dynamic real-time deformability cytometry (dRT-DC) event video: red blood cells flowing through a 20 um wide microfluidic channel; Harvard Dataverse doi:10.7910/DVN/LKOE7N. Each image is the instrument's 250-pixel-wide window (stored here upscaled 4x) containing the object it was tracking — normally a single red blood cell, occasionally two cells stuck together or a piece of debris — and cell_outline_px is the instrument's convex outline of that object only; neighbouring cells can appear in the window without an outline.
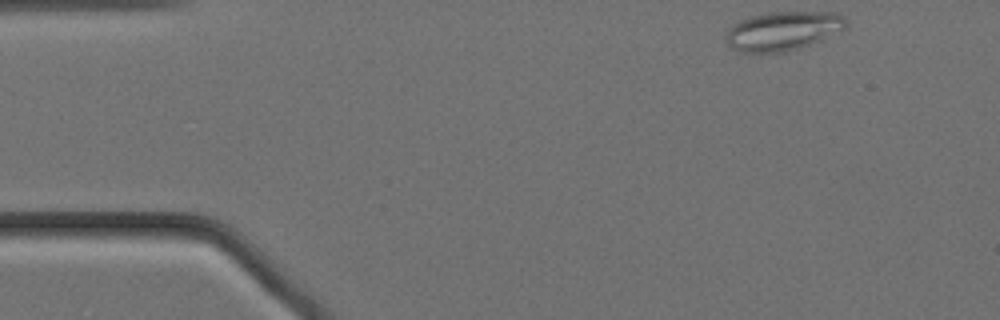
{"species": "Egyptian fruit bat (a non-hibernating species)", "species_latin": "Rousettus aegyptiacus", "temperature_condition": "cold", "stored_images_in_passage": 53, "camera_frame_rate_fps": 3000, "um_per_image_px": 0.085, "animal": {"sex": "female"}, "frame": {"image": 1, "passage_image": 1, "time_ms": 0.0, "image_size_px": [1000, 320], "cell_outline_px": [[848, 24], [844, 28], [820, 40], [800, 48], [784, 52], [740, 52], [732, 48], [728, 44], [728, 28], [740, 20], [752, 16], [768, 12], [836, 12], [844, 16], [848, 20]], "centroid_in_image_um": [66.58, 2.61], "position_along_channel_um": 18.4, "area_um2": 27.05}}
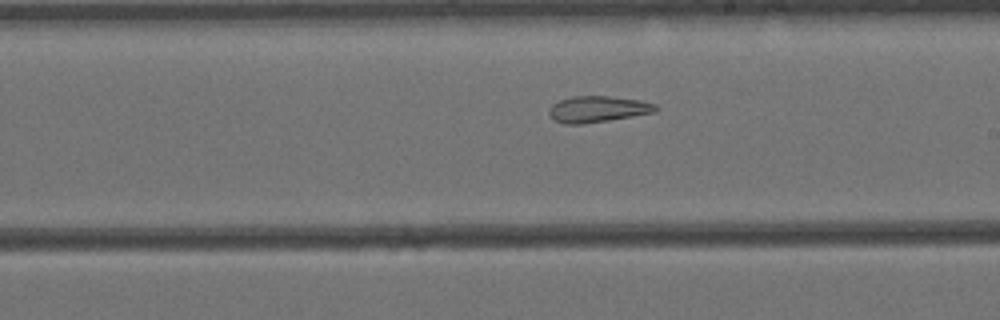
{"frame": {"image": 2, "passage_image": 27, "time_ms": 8.667, "image_size_px": [1000, 320], "cell_outline_px": [[660, 108], [656, 112], [608, 120], [580, 124], [564, 124], [556, 120], [548, 112], [548, 108], [552, 104], [560, 100], [572, 96], [608, 96], [640, 100], [656, 104]], "centroid_in_image_um": [50.83, 9.27], "position_along_channel_um": 238.2, "area_um2": 16.24}}
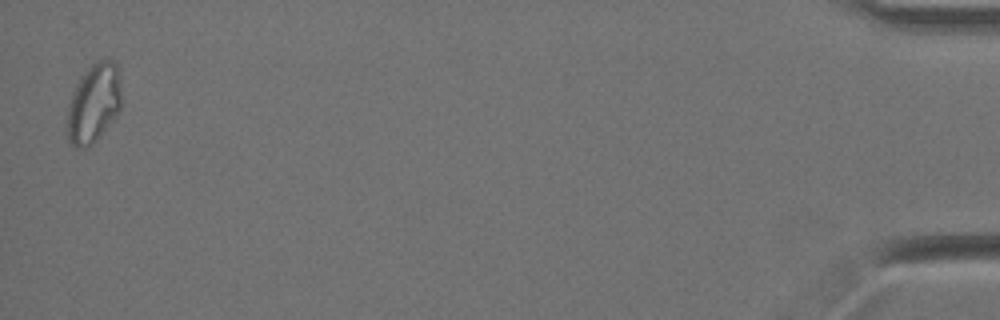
{"frame": {"image": 3, "passage_image": 52, "time_ms": 17.0, "image_size_px": [1000, 320], "cell_outline_px": [[120, 108], [100, 136], [88, 148], [76, 148], [68, 140], [68, 104], [72, 92], [76, 84], [84, 72], [96, 60], [108, 60], [116, 64], [120, 68]], "centroid_in_image_um": [7.96, 8.77], "position_along_channel_um": 427.2, "area_um2": 24.8}, "authors_computed_cell_mechanics": {"area_um2": 20.1144, "velocity_mm_per_s": 3.4341, "shape_relaxation_time_tau1_ms": null, "shape_relaxation_time_tau2_ms": 6.0967, "deformation_change_tau1": null, "deformation_change_tau2": 0.1493}}